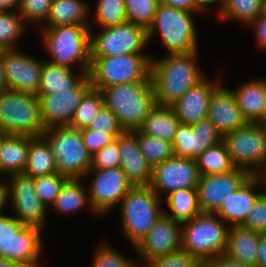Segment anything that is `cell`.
<instances>
[{
  "mask_svg": "<svg viewBox=\"0 0 266 267\" xmlns=\"http://www.w3.org/2000/svg\"><path fill=\"white\" fill-rule=\"evenodd\" d=\"M197 51L166 54L160 60L151 56L150 76L158 105H173L206 76L196 65Z\"/></svg>",
  "mask_w": 266,
  "mask_h": 267,
  "instance_id": "1",
  "label": "cell"
},
{
  "mask_svg": "<svg viewBox=\"0 0 266 267\" xmlns=\"http://www.w3.org/2000/svg\"><path fill=\"white\" fill-rule=\"evenodd\" d=\"M104 105L111 109L124 131L139 129L156 106V97L149 75L144 81L102 88Z\"/></svg>",
  "mask_w": 266,
  "mask_h": 267,
  "instance_id": "2",
  "label": "cell"
},
{
  "mask_svg": "<svg viewBox=\"0 0 266 267\" xmlns=\"http://www.w3.org/2000/svg\"><path fill=\"white\" fill-rule=\"evenodd\" d=\"M90 25H62L41 28L43 46L51 59L47 62L72 69L90 71Z\"/></svg>",
  "mask_w": 266,
  "mask_h": 267,
  "instance_id": "3",
  "label": "cell"
},
{
  "mask_svg": "<svg viewBox=\"0 0 266 267\" xmlns=\"http://www.w3.org/2000/svg\"><path fill=\"white\" fill-rule=\"evenodd\" d=\"M163 198L149 186H133L120 204L121 230L135 248L164 213Z\"/></svg>",
  "mask_w": 266,
  "mask_h": 267,
  "instance_id": "4",
  "label": "cell"
},
{
  "mask_svg": "<svg viewBox=\"0 0 266 267\" xmlns=\"http://www.w3.org/2000/svg\"><path fill=\"white\" fill-rule=\"evenodd\" d=\"M182 250L198 262H210L224 254L229 226L215 213L200 212L181 224Z\"/></svg>",
  "mask_w": 266,
  "mask_h": 267,
  "instance_id": "5",
  "label": "cell"
},
{
  "mask_svg": "<svg viewBox=\"0 0 266 267\" xmlns=\"http://www.w3.org/2000/svg\"><path fill=\"white\" fill-rule=\"evenodd\" d=\"M175 7L158 4L152 24L148 27L147 41L159 33L167 54L189 53L198 50L197 30L192 15Z\"/></svg>",
  "mask_w": 266,
  "mask_h": 267,
  "instance_id": "6",
  "label": "cell"
},
{
  "mask_svg": "<svg viewBox=\"0 0 266 267\" xmlns=\"http://www.w3.org/2000/svg\"><path fill=\"white\" fill-rule=\"evenodd\" d=\"M0 128L7 134L42 136L39 97L10 89L0 92Z\"/></svg>",
  "mask_w": 266,
  "mask_h": 267,
  "instance_id": "7",
  "label": "cell"
},
{
  "mask_svg": "<svg viewBox=\"0 0 266 267\" xmlns=\"http://www.w3.org/2000/svg\"><path fill=\"white\" fill-rule=\"evenodd\" d=\"M42 232L12 215H0V258L38 267L44 248Z\"/></svg>",
  "mask_w": 266,
  "mask_h": 267,
  "instance_id": "8",
  "label": "cell"
},
{
  "mask_svg": "<svg viewBox=\"0 0 266 267\" xmlns=\"http://www.w3.org/2000/svg\"><path fill=\"white\" fill-rule=\"evenodd\" d=\"M47 140L56 159L57 172L67 178H85L91 169V157L83 143L81 130L70 126L46 129Z\"/></svg>",
  "mask_w": 266,
  "mask_h": 267,
  "instance_id": "9",
  "label": "cell"
},
{
  "mask_svg": "<svg viewBox=\"0 0 266 267\" xmlns=\"http://www.w3.org/2000/svg\"><path fill=\"white\" fill-rule=\"evenodd\" d=\"M151 56L127 54L117 57H91L89 77L92 87H105L144 81L150 75Z\"/></svg>",
  "mask_w": 266,
  "mask_h": 267,
  "instance_id": "10",
  "label": "cell"
},
{
  "mask_svg": "<svg viewBox=\"0 0 266 267\" xmlns=\"http://www.w3.org/2000/svg\"><path fill=\"white\" fill-rule=\"evenodd\" d=\"M222 141L236 168L256 175L266 163V139L260 123L248 122L225 134Z\"/></svg>",
  "mask_w": 266,
  "mask_h": 267,
  "instance_id": "11",
  "label": "cell"
},
{
  "mask_svg": "<svg viewBox=\"0 0 266 267\" xmlns=\"http://www.w3.org/2000/svg\"><path fill=\"white\" fill-rule=\"evenodd\" d=\"M90 32L91 57L143 54L148 44L146 29L129 21L103 28L94 35Z\"/></svg>",
  "mask_w": 266,
  "mask_h": 267,
  "instance_id": "12",
  "label": "cell"
},
{
  "mask_svg": "<svg viewBox=\"0 0 266 267\" xmlns=\"http://www.w3.org/2000/svg\"><path fill=\"white\" fill-rule=\"evenodd\" d=\"M90 174L93 177L88 188V199L91 211L96 215L104 216L111 212L133 187L121 167L90 169L86 176Z\"/></svg>",
  "mask_w": 266,
  "mask_h": 267,
  "instance_id": "13",
  "label": "cell"
},
{
  "mask_svg": "<svg viewBox=\"0 0 266 267\" xmlns=\"http://www.w3.org/2000/svg\"><path fill=\"white\" fill-rule=\"evenodd\" d=\"M9 204L15 218L25 226L44 229L47 208L37 196L33 178L25 173L8 176Z\"/></svg>",
  "mask_w": 266,
  "mask_h": 267,
  "instance_id": "14",
  "label": "cell"
},
{
  "mask_svg": "<svg viewBox=\"0 0 266 267\" xmlns=\"http://www.w3.org/2000/svg\"><path fill=\"white\" fill-rule=\"evenodd\" d=\"M199 176L196 159L173 156L152 167L149 187L159 197L167 196L179 189H196Z\"/></svg>",
  "mask_w": 266,
  "mask_h": 267,
  "instance_id": "15",
  "label": "cell"
},
{
  "mask_svg": "<svg viewBox=\"0 0 266 267\" xmlns=\"http://www.w3.org/2000/svg\"><path fill=\"white\" fill-rule=\"evenodd\" d=\"M92 88L89 75H86L73 89L51 95H37L40 100V115L46 129L70 126L75 109L82 98Z\"/></svg>",
  "mask_w": 266,
  "mask_h": 267,
  "instance_id": "16",
  "label": "cell"
},
{
  "mask_svg": "<svg viewBox=\"0 0 266 267\" xmlns=\"http://www.w3.org/2000/svg\"><path fill=\"white\" fill-rule=\"evenodd\" d=\"M250 176L245 169L236 167L225 173L200 175L196 187L200 211L215 213Z\"/></svg>",
  "mask_w": 266,
  "mask_h": 267,
  "instance_id": "17",
  "label": "cell"
},
{
  "mask_svg": "<svg viewBox=\"0 0 266 267\" xmlns=\"http://www.w3.org/2000/svg\"><path fill=\"white\" fill-rule=\"evenodd\" d=\"M134 249L142 259L141 261L144 262L143 265L154 258L181 250V223L163 213Z\"/></svg>",
  "mask_w": 266,
  "mask_h": 267,
  "instance_id": "18",
  "label": "cell"
},
{
  "mask_svg": "<svg viewBox=\"0 0 266 267\" xmlns=\"http://www.w3.org/2000/svg\"><path fill=\"white\" fill-rule=\"evenodd\" d=\"M222 139L223 136L208 117L192 125L180 123L172 142L173 154L176 157L196 159Z\"/></svg>",
  "mask_w": 266,
  "mask_h": 267,
  "instance_id": "19",
  "label": "cell"
},
{
  "mask_svg": "<svg viewBox=\"0 0 266 267\" xmlns=\"http://www.w3.org/2000/svg\"><path fill=\"white\" fill-rule=\"evenodd\" d=\"M1 61L10 90L38 94L44 61L16 49L6 50Z\"/></svg>",
  "mask_w": 266,
  "mask_h": 267,
  "instance_id": "20",
  "label": "cell"
},
{
  "mask_svg": "<svg viewBox=\"0 0 266 267\" xmlns=\"http://www.w3.org/2000/svg\"><path fill=\"white\" fill-rule=\"evenodd\" d=\"M221 82L220 79L212 81L205 76L171 105L180 123L192 125L207 118L210 97Z\"/></svg>",
  "mask_w": 266,
  "mask_h": 267,
  "instance_id": "21",
  "label": "cell"
},
{
  "mask_svg": "<svg viewBox=\"0 0 266 267\" xmlns=\"http://www.w3.org/2000/svg\"><path fill=\"white\" fill-rule=\"evenodd\" d=\"M207 117L222 136L248 123L237 104L234 94L222 84L210 97Z\"/></svg>",
  "mask_w": 266,
  "mask_h": 267,
  "instance_id": "22",
  "label": "cell"
},
{
  "mask_svg": "<svg viewBox=\"0 0 266 267\" xmlns=\"http://www.w3.org/2000/svg\"><path fill=\"white\" fill-rule=\"evenodd\" d=\"M120 167L133 186H149L152 178V166L141 154L137 129L124 131L119 136Z\"/></svg>",
  "mask_w": 266,
  "mask_h": 267,
  "instance_id": "23",
  "label": "cell"
},
{
  "mask_svg": "<svg viewBox=\"0 0 266 267\" xmlns=\"http://www.w3.org/2000/svg\"><path fill=\"white\" fill-rule=\"evenodd\" d=\"M263 186L256 175H251L233 194L223 200L215 214L230 226L242 225L257 197L262 193L258 187Z\"/></svg>",
  "mask_w": 266,
  "mask_h": 267,
  "instance_id": "24",
  "label": "cell"
},
{
  "mask_svg": "<svg viewBox=\"0 0 266 267\" xmlns=\"http://www.w3.org/2000/svg\"><path fill=\"white\" fill-rule=\"evenodd\" d=\"M247 122L260 123L266 118V91L263 78H254L231 91Z\"/></svg>",
  "mask_w": 266,
  "mask_h": 267,
  "instance_id": "25",
  "label": "cell"
},
{
  "mask_svg": "<svg viewBox=\"0 0 266 267\" xmlns=\"http://www.w3.org/2000/svg\"><path fill=\"white\" fill-rule=\"evenodd\" d=\"M260 234L242 225L230 226L224 254L236 261L255 267Z\"/></svg>",
  "mask_w": 266,
  "mask_h": 267,
  "instance_id": "26",
  "label": "cell"
},
{
  "mask_svg": "<svg viewBox=\"0 0 266 267\" xmlns=\"http://www.w3.org/2000/svg\"><path fill=\"white\" fill-rule=\"evenodd\" d=\"M88 74L89 71L78 70L75 73L73 69L54 65L45 60L37 95H51L57 94V92L69 91Z\"/></svg>",
  "mask_w": 266,
  "mask_h": 267,
  "instance_id": "27",
  "label": "cell"
},
{
  "mask_svg": "<svg viewBox=\"0 0 266 267\" xmlns=\"http://www.w3.org/2000/svg\"><path fill=\"white\" fill-rule=\"evenodd\" d=\"M33 136L8 134L0 147V174L24 173Z\"/></svg>",
  "mask_w": 266,
  "mask_h": 267,
  "instance_id": "28",
  "label": "cell"
},
{
  "mask_svg": "<svg viewBox=\"0 0 266 267\" xmlns=\"http://www.w3.org/2000/svg\"><path fill=\"white\" fill-rule=\"evenodd\" d=\"M90 5L82 0H53L44 28L62 25H89Z\"/></svg>",
  "mask_w": 266,
  "mask_h": 267,
  "instance_id": "29",
  "label": "cell"
},
{
  "mask_svg": "<svg viewBox=\"0 0 266 267\" xmlns=\"http://www.w3.org/2000/svg\"><path fill=\"white\" fill-rule=\"evenodd\" d=\"M179 124L180 121L172 106L156 104L139 130L146 135L172 143Z\"/></svg>",
  "mask_w": 266,
  "mask_h": 267,
  "instance_id": "30",
  "label": "cell"
},
{
  "mask_svg": "<svg viewBox=\"0 0 266 267\" xmlns=\"http://www.w3.org/2000/svg\"><path fill=\"white\" fill-rule=\"evenodd\" d=\"M56 172V159L47 140L43 136L34 137L29 144L24 173L35 178Z\"/></svg>",
  "mask_w": 266,
  "mask_h": 267,
  "instance_id": "31",
  "label": "cell"
},
{
  "mask_svg": "<svg viewBox=\"0 0 266 267\" xmlns=\"http://www.w3.org/2000/svg\"><path fill=\"white\" fill-rule=\"evenodd\" d=\"M80 178H68L61 187L51 207L59 214H74L82 208L89 207L88 189H84Z\"/></svg>",
  "mask_w": 266,
  "mask_h": 267,
  "instance_id": "32",
  "label": "cell"
},
{
  "mask_svg": "<svg viewBox=\"0 0 266 267\" xmlns=\"http://www.w3.org/2000/svg\"><path fill=\"white\" fill-rule=\"evenodd\" d=\"M171 213L164 210V214L178 223L189 221L201 211L198 205L196 189H179L163 198Z\"/></svg>",
  "mask_w": 266,
  "mask_h": 267,
  "instance_id": "33",
  "label": "cell"
},
{
  "mask_svg": "<svg viewBox=\"0 0 266 267\" xmlns=\"http://www.w3.org/2000/svg\"><path fill=\"white\" fill-rule=\"evenodd\" d=\"M263 0H223L217 9L220 20L232 19L246 25L262 13Z\"/></svg>",
  "mask_w": 266,
  "mask_h": 267,
  "instance_id": "34",
  "label": "cell"
},
{
  "mask_svg": "<svg viewBox=\"0 0 266 267\" xmlns=\"http://www.w3.org/2000/svg\"><path fill=\"white\" fill-rule=\"evenodd\" d=\"M196 162L200 175L220 174L235 168L223 141L206 149Z\"/></svg>",
  "mask_w": 266,
  "mask_h": 267,
  "instance_id": "35",
  "label": "cell"
},
{
  "mask_svg": "<svg viewBox=\"0 0 266 267\" xmlns=\"http://www.w3.org/2000/svg\"><path fill=\"white\" fill-rule=\"evenodd\" d=\"M103 105L104 100L101 91L92 87L75 109L70 127L78 130L88 128Z\"/></svg>",
  "mask_w": 266,
  "mask_h": 267,
  "instance_id": "36",
  "label": "cell"
},
{
  "mask_svg": "<svg viewBox=\"0 0 266 267\" xmlns=\"http://www.w3.org/2000/svg\"><path fill=\"white\" fill-rule=\"evenodd\" d=\"M137 141L141 154L152 167L174 156L171 142L146 135L139 129Z\"/></svg>",
  "mask_w": 266,
  "mask_h": 267,
  "instance_id": "37",
  "label": "cell"
},
{
  "mask_svg": "<svg viewBox=\"0 0 266 267\" xmlns=\"http://www.w3.org/2000/svg\"><path fill=\"white\" fill-rule=\"evenodd\" d=\"M25 25L18 11H0V45L6 50L17 49Z\"/></svg>",
  "mask_w": 266,
  "mask_h": 267,
  "instance_id": "38",
  "label": "cell"
},
{
  "mask_svg": "<svg viewBox=\"0 0 266 267\" xmlns=\"http://www.w3.org/2000/svg\"><path fill=\"white\" fill-rule=\"evenodd\" d=\"M94 14V22L100 26V29L128 21L124 0H98Z\"/></svg>",
  "mask_w": 266,
  "mask_h": 267,
  "instance_id": "39",
  "label": "cell"
},
{
  "mask_svg": "<svg viewBox=\"0 0 266 267\" xmlns=\"http://www.w3.org/2000/svg\"><path fill=\"white\" fill-rule=\"evenodd\" d=\"M127 20L146 30L152 24L158 0H124Z\"/></svg>",
  "mask_w": 266,
  "mask_h": 267,
  "instance_id": "40",
  "label": "cell"
},
{
  "mask_svg": "<svg viewBox=\"0 0 266 267\" xmlns=\"http://www.w3.org/2000/svg\"><path fill=\"white\" fill-rule=\"evenodd\" d=\"M68 178L58 172L33 178L37 196L46 207H50Z\"/></svg>",
  "mask_w": 266,
  "mask_h": 267,
  "instance_id": "41",
  "label": "cell"
},
{
  "mask_svg": "<svg viewBox=\"0 0 266 267\" xmlns=\"http://www.w3.org/2000/svg\"><path fill=\"white\" fill-rule=\"evenodd\" d=\"M92 267H138L137 260L127 258L111 245L100 244L94 254Z\"/></svg>",
  "mask_w": 266,
  "mask_h": 267,
  "instance_id": "42",
  "label": "cell"
},
{
  "mask_svg": "<svg viewBox=\"0 0 266 267\" xmlns=\"http://www.w3.org/2000/svg\"><path fill=\"white\" fill-rule=\"evenodd\" d=\"M53 0H21L18 13L24 23H42L43 25L48 17L49 10Z\"/></svg>",
  "mask_w": 266,
  "mask_h": 267,
  "instance_id": "43",
  "label": "cell"
},
{
  "mask_svg": "<svg viewBox=\"0 0 266 267\" xmlns=\"http://www.w3.org/2000/svg\"><path fill=\"white\" fill-rule=\"evenodd\" d=\"M120 167L119 137L91 157V169Z\"/></svg>",
  "mask_w": 266,
  "mask_h": 267,
  "instance_id": "44",
  "label": "cell"
},
{
  "mask_svg": "<svg viewBox=\"0 0 266 267\" xmlns=\"http://www.w3.org/2000/svg\"><path fill=\"white\" fill-rule=\"evenodd\" d=\"M88 129L105 133L106 135H121L124 132L114 112L105 105L102 106L94 117Z\"/></svg>",
  "mask_w": 266,
  "mask_h": 267,
  "instance_id": "45",
  "label": "cell"
},
{
  "mask_svg": "<svg viewBox=\"0 0 266 267\" xmlns=\"http://www.w3.org/2000/svg\"><path fill=\"white\" fill-rule=\"evenodd\" d=\"M242 226L261 234L266 233V192L257 197Z\"/></svg>",
  "mask_w": 266,
  "mask_h": 267,
  "instance_id": "46",
  "label": "cell"
},
{
  "mask_svg": "<svg viewBox=\"0 0 266 267\" xmlns=\"http://www.w3.org/2000/svg\"><path fill=\"white\" fill-rule=\"evenodd\" d=\"M197 261L184 250L152 259L143 267H192Z\"/></svg>",
  "mask_w": 266,
  "mask_h": 267,
  "instance_id": "47",
  "label": "cell"
},
{
  "mask_svg": "<svg viewBox=\"0 0 266 267\" xmlns=\"http://www.w3.org/2000/svg\"><path fill=\"white\" fill-rule=\"evenodd\" d=\"M81 136L88 152L93 155L120 135H106L92 129H81Z\"/></svg>",
  "mask_w": 266,
  "mask_h": 267,
  "instance_id": "48",
  "label": "cell"
},
{
  "mask_svg": "<svg viewBox=\"0 0 266 267\" xmlns=\"http://www.w3.org/2000/svg\"><path fill=\"white\" fill-rule=\"evenodd\" d=\"M159 4H163L170 7L186 12H201L207 9L199 0H158Z\"/></svg>",
  "mask_w": 266,
  "mask_h": 267,
  "instance_id": "49",
  "label": "cell"
},
{
  "mask_svg": "<svg viewBox=\"0 0 266 267\" xmlns=\"http://www.w3.org/2000/svg\"><path fill=\"white\" fill-rule=\"evenodd\" d=\"M255 31V40L259 48L266 50V16L260 15L250 24Z\"/></svg>",
  "mask_w": 266,
  "mask_h": 267,
  "instance_id": "50",
  "label": "cell"
},
{
  "mask_svg": "<svg viewBox=\"0 0 266 267\" xmlns=\"http://www.w3.org/2000/svg\"><path fill=\"white\" fill-rule=\"evenodd\" d=\"M211 267H254L221 254L210 261Z\"/></svg>",
  "mask_w": 266,
  "mask_h": 267,
  "instance_id": "51",
  "label": "cell"
},
{
  "mask_svg": "<svg viewBox=\"0 0 266 267\" xmlns=\"http://www.w3.org/2000/svg\"><path fill=\"white\" fill-rule=\"evenodd\" d=\"M255 267H266V233L260 234L258 256Z\"/></svg>",
  "mask_w": 266,
  "mask_h": 267,
  "instance_id": "52",
  "label": "cell"
},
{
  "mask_svg": "<svg viewBox=\"0 0 266 267\" xmlns=\"http://www.w3.org/2000/svg\"><path fill=\"white\" fill-rule=\"evenodd\" d=\"M7 202H9V186L6 180H0V215H3V211L5 205L7 206Z\"/></svg>",
  "mask_w": 266,
  "mask_h": 267,
  "instance_id": "53",
  "label": "cell"
},
{
  "mask_svg": "<svg viewBox=\"0 0 266 267\" xmlns=\"http://www.w3.org/2000/svg\"><path fill=\"white\" fill-rule=\"evenodd\" d=\"M21 0H0V11H18Z\"/></svg>",
  "mask_w": 266,
  "mask_h": 267,
  "instance_id": "54",
  "label": "cell"
},
{
  "mask_svg": "<svg viewBox=\"0 0 266 267\" xmlns=\"http://www.w3.org/2000/svg\"><path fill=\"white\" fill-rule=\"evenodd\" d=\"M8 82L3 63L0 59V92L8 90Z\"/></svg>",
  "mask_w": 266,
  "mask_h": 267,
  "instance_id": "55",
  "label": "cell"
},
{
  "mask_svg": "<svg viewBox=\"0 0 266 267\" xmlns=\"http://www.w3.org/2000/svg\"><path fill=\"white\" fill-rule=\"evenodd\" d=\"M0 267H33V266L0 258Z\"/></svg>",
  "mask_w": 266,
  "mask_h": 267,
  "instance_id": "56",
  "label": "cell"
},
{
  "mask_svg": "<svg viewBox=\"0 0 266 267\" xmlns=\"http://www.w3.org/2000/svg\"><path fill=\"white\" fill-rule=\"evenodd\" d=\"M256 176L259 178L261 184H263L266 188V163L264 164L263 168L256 174Z\"/></svg>",
  "mask_w": 266,
  "mask_h": 267,
  "instance_id": "57",
  "label": "cell"
},
{
  "mask_svg": "<svg viewBox=\"0 0 266 267\" xmlns=\"http://www.w3.org/2000/svg\"><path fill=\"white\" fill-rule=\"evenodd\" d=\"M206 8H209L211 4H221L223 0H199Z\"/></svg>",
  "mask_w": 266,
  "mask_h": 267,
  "instance_id": "58",
  "label": "cell"
},
{
  "mask_svg": "<svg viewBox=\"0 0 266 267\" xmlns=\"http://www.w3.org/2000/svg\"><path fill=\"white\" fill-rule=\"evenodd\" d=\"M192 267H211L210 262H196Z\"/></svg>",
  "mask_w": 266,
  "mask_h": 267,
  "instance_id": "59",
  "label": "cell"
},
{
  "mask_svg": "<svg viewBox=\"0 0 266 267\" xmlns=\"http://www.w3.org/2000/svg\"><path fill=\"white\" fill-rule=\"evenodd\" d=\"M8 134L0 128V147Z\"/></svg>",
  "mask_w": 266,
  "mask_h": 267,
  "instance_id": "60",
  "label": "cell"
},
{
  "mask_svg": "<svg viewBox=\"0 0 266 267\" xmlns=\"http://www.w3.org/2000/svg\"><path fill=\"white\" fill-rule=\"evenodd\" d=\"M260 124H261L263 132L265 134V139H266V118L263 121H261Z\"/></svg>",
  "mask_w": 266,
  "mask_h": 267,
  "instance_id": "61",
  "label": "cell"
},
{
  "mask_svg": "<svg viewBox=\"0 0 266 267\" xmlns=\"http://www.w3.org/2000/svg\"><path fill=\"white\" fill-rule=\"evenodd\" d=\"M262 15L266 16V0L262 2Z\"/></svg>",
  "mask_w": 266,
  "mask_h": 267,
  "instance_id": "62",
  "label": "cell"
},
{
  "mask_svg": "<svg viewBox=\"0 0 266 267\" xmlns=\"http://www.w3.org/2000/svg\"><path fill=\"white\" fill-rule=\"evenodd\" d=\"M6 51V49H4L1 45H0V59L3 57L4 52Z\"/></svg>",
  "mask_w": 266,
  "mask_h": 267,
  "instance_id": "63",
  "label": "cell"
},
{
  "mask_svg": "<svg viewBox=\"0 0 266 267\" xmlns=\"http://www.w3.org/2000/svg\"><path fill=\"white\" fill-rule=\"evenodd\" d=\"M264 83H265V91H266V78H264Z\"/></svg>",
  "mask_w": 266,
  "mask_h": 267,
  "instance_id": "64",
  "label": "cell"
}]
</instances>
